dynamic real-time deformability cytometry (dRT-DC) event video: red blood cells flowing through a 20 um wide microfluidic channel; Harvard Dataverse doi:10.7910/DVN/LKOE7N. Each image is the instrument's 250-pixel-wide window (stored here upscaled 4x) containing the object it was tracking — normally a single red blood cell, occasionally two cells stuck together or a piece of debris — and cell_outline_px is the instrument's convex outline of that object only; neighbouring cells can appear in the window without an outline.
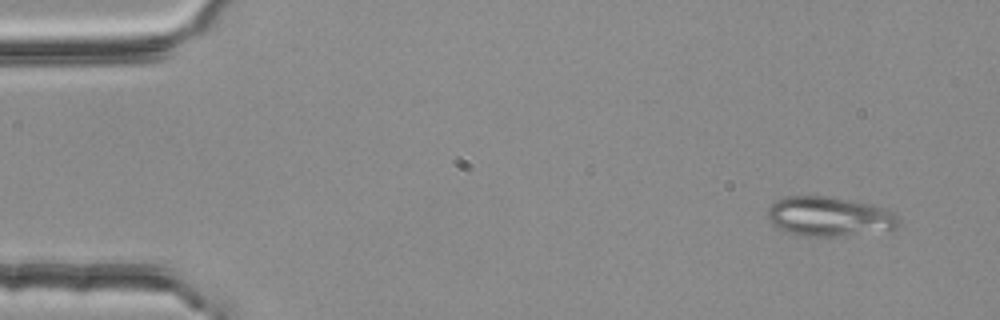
{"species": "common noctule bat (a hibernating species)", "species_latin": "Nyctalus noctula", "temperature_condition": "room temperature", "stored_images_in_passage": 4, "camera_frame_rate_fps": 3000, "um_per_image_px": 0.085, "animal": {"sex": "female", "body_mass_g": 25.1}, "frame": {"image": 1, "passage_image": 1, "time_ms": 0.0, "image_size_px": [1000, 320], "cell_outline_px": [[900, 220], [896, 228], [892, 232], [840, 236], [804, 236], [788, 232], [772, 224], [768, 220], [768, 208], [776, 200], [784, 196], [828, 196], [852, 200], [872, 204], [888, 208], [896, 212]], "centroid_in_image_um": [70.59, 18.41], "position_along_channel_um": 14.4, "area_um2": 30.98}}